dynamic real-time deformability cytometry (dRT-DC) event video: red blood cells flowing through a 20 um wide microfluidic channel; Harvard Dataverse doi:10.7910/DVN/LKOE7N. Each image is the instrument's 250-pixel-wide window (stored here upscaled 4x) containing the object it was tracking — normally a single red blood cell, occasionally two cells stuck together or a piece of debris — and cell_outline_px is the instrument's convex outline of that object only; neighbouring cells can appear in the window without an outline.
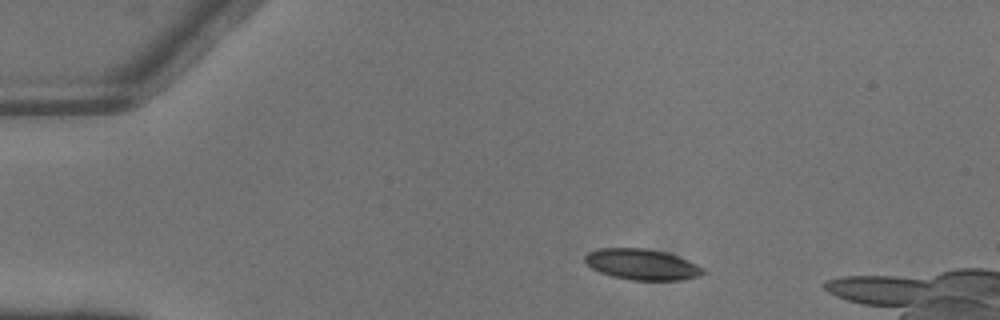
{"species": "common noctule bat (a hibernating species)", "species_latin": "Nyctalus noctula", "temperature_condition": "warm", "stored_images_in_passage": 3, "camera_frame_rate_fps": 3000, "um_per_image_px": 0.085, "animal": {"sex": "male", "body_mass_g": 13.3}, "frame": {"image": 1, "passage_image": 1, "time_ms": 0.0, "image_size_px": [1000, 320], "cell_outline_px": [[704, 272], [700, 276], [680, 280], [632, 280], [612, 276], [600, 272], [592, 268], [584, 260], [584, 256], [588, 252], [600, 248], [644, 248], [664, 252], [676, 256], [696, 264], [704, 268]], "centroid_in_image_um": [54.54, 22.48], "position_along_channel_um": 30.5, "area_um2": 21.04}}
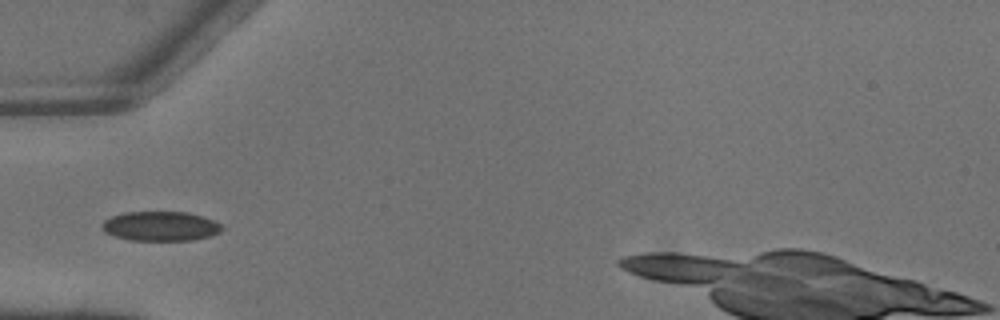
{"frame": {"image": 2, "passage_image": 3, "time_ms": 0.667, "image_size_px": [1000, 320], "cell_outline_px": [[224, 228], [220, 232], [212, 236], [192, 240], [132, 240], [116, 236], [104, 232], [100, 228], [100, 224], [104, 220], [112, 216], [124, 212], [188, 212], [204, 216], [220, 224]], "centroid_in_image_um": [13.64, 19.22], "position_along_channel_um": 71.4, "area_um2": 20.75}}